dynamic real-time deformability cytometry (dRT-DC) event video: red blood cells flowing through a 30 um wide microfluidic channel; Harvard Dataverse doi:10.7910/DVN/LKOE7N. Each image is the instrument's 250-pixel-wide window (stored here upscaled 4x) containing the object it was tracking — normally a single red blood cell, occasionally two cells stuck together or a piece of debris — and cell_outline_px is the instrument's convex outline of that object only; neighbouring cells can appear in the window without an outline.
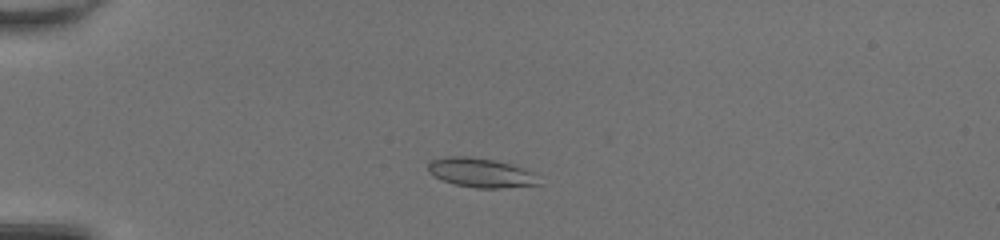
{"species": "common noctule bat (a hibernating species)", "species_latin": "Nyctalus noctula", "temperature_condition": "room temperature", "stored_images_in_passage": 28, "camera_frame_rate_fps": 3000, "um_per_image_px": 0.085, "animal": {"sex": "female", "body_mass_g": 20.0, "forearm_length_mm": 54.0}, "frame": {"image": 1, "passage_image": 9, "time_ms": 2.667, "image_size_px": [1000, 240], "cell_outline_px": [[540, 184], [496, 188], [476, 188], [456, 184], [444, 180], [428, 172], [428, 164], [432, 160], [448, 156], [468, 156], [492, 160], [512, 164], [536, 172]], "centroid_in_image_um": [40.91, 14.67], "position_along_channel_um": 44.1, "area_um2": 18.73}}
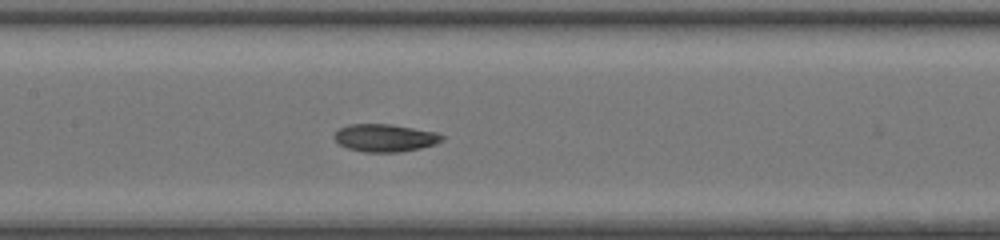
{"frame": {"image": 2, "passage_image": 21, "time_ms": 6.667, "image_size_px": [1000, 240], "cell_outline_px": [[444, 140], [436, 144], [420, 148], [400, 152], [364, 152], [348, 148], [340, 144], [332, 136], [340, 128], [348, 124], [392, 124], [436, 132], [444, 136]], "centroid_in_image_um": [32.74, 11.72], "position_along_channel_um": 174.7, "area_um2": 17.4}}
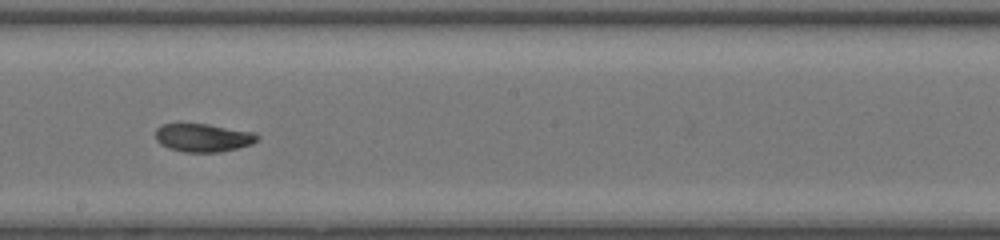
{"frame": {"image": 3, "passage_image": 25, "time_ms": 8.0, "image_size_px": [1000, 240], "cell_outline_px": [[260, 140], [252, 144], [220, 152], [184, 152], [168, 148], [160, 144], [156, 140], [156, 128], [160, 124], [208, 124], [256, 132], [260, 136]], "centroid_in_image_um": [17.29, 11.7], "position_along_channel_um": 230.9, "area_um2": 16.94}}